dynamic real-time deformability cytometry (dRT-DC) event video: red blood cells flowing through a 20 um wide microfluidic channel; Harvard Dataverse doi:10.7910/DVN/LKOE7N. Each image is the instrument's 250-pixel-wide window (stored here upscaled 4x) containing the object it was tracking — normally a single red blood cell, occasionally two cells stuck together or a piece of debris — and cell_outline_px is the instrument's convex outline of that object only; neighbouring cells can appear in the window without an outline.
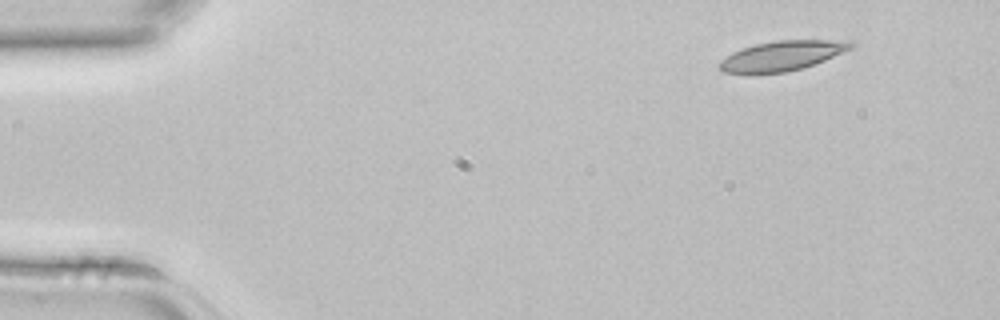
{"species": "common noctule bat (a hibernating species)", "species_latin": "Nyctalus noctula", "temperature_condition": "room temperature", "stored_images_in_passage": 3, "camera_frame_rate_fps": 3000, "um_per_image_px": 0.085, "animal": {"sex": "female", "body_mass_g": 22.7, "forearm_length_mm": 54.2}, "frame": {"image": 1, "passage_image": 1, "time_ms": 0.0, "image_size_px": [1000, 320], "cell_outline_px": [[856, 44], [852, 48], [824, 60], [804, 68], [784, 72], [748, 76], [724, 72], [716, 68], [720, 60], [732, 52], [756, 44], [776, 40], [852, 40]], "centroid_in_image_um": [66.41, 4.77], "position_along_channel_um": 18.6, "area_um2": 23.47}}
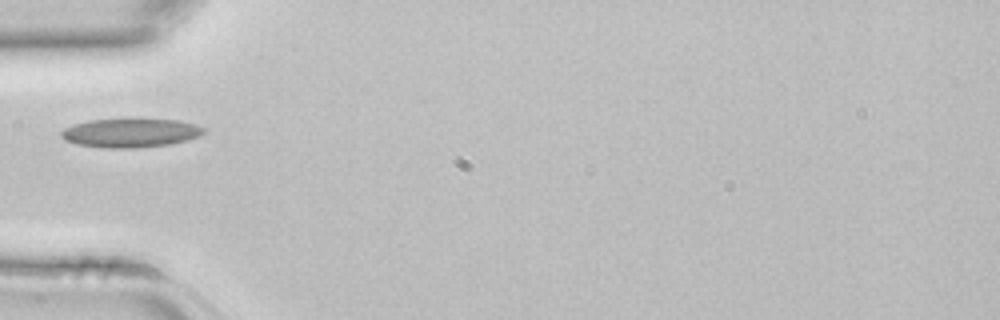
{"frame": {"image": 2, "passage_image": 3, "time_ms": 0.667, "image_size_px": [1000, 320], "cell_outline_px": [[204, 132], [200, 136], [188, 140], [168, 144], [136, 148], [104, 148], [80, 144], [64, 140], [60, 136], [60, 132], [64, 128], [88, 120], [176, 120], [196, 124], [204, 128]], "centroid_in_image_um": [11.09, 11.31], "position_along_channel_um": 73.9, "area_um2": 23.58}}